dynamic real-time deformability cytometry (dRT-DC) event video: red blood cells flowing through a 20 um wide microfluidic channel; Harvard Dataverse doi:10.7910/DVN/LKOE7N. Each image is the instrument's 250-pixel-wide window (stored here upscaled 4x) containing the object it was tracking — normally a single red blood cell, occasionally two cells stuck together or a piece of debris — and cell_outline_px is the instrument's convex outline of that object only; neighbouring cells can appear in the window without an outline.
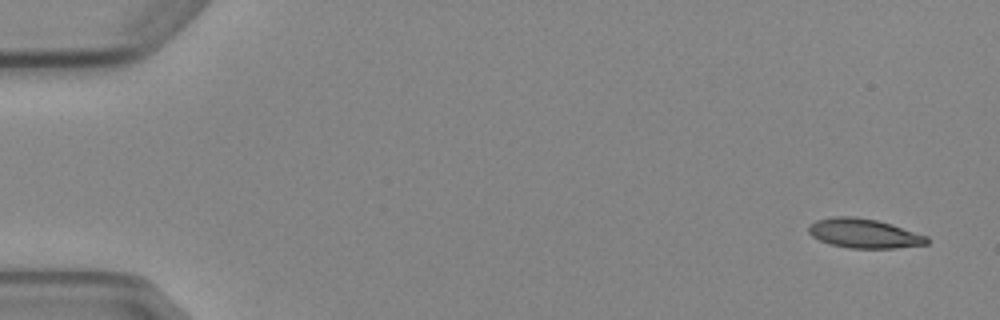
{"species": "Egyptian fruit bat (a non-hibernating species)", "species_latin": "Rousettus aegyptiacus", "temperature_condition": "cold", "stored_images_in_passage": 5, "camera_frame_rate_fps": 3000, "um_per_image_px": 0.085, "animal": {"sex": "female"}, "frame": {"image": 1, "passage_image": 1, "time_ms": 0.0, "image_size_px": [1000, 320], "cell_outline_px": [[928, 244], [896, 248], [848, 248], [832, 244], [820, 240], [812, 236], [808, 232], [808, 224], [816, 220], [832, 216], [852, 216], [876, 220], [892, 224], [928, 236]], "centroid_in_image_um": [73.43, 19.83], "position_along_channel_um": 11.6, "area_um2": 20.29}}
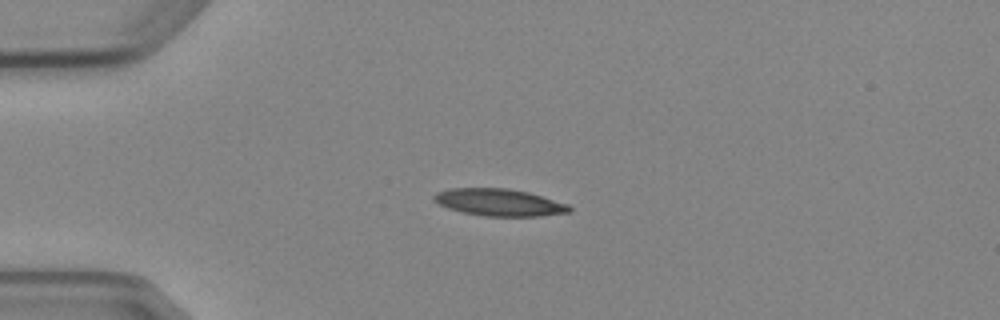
{"frame": {"image": 2, "passage_image": 4, "time_ms": 3.667, "image_size_px": [1000, 320], "cell_outline_px": [[572, 212], [540, 216], [484, 216], [464, 212], [448, 208], [432, 200], [432, 196], [436, 192], [448, 188], [508, 188], [528, 192], [568, 204], [572, 208]], "centroid_in_image_um": [42.43, 17.2], "position_along_channel_um": 42.6, "area_um2": 21.44}}